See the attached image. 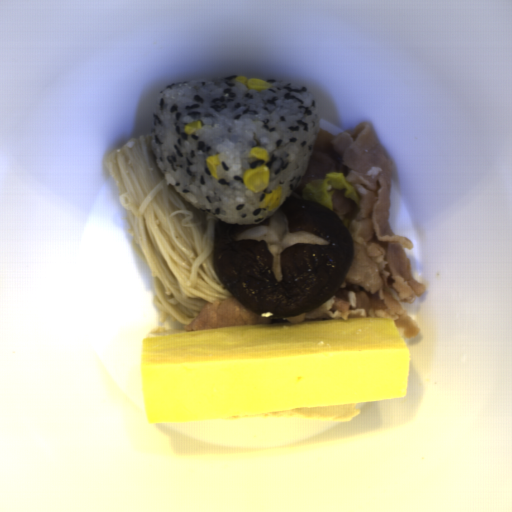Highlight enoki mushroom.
<instances>
[{
  "label": "enoki mushroom",
  "instance_id": "cea9216a",
  "mask_svg": "<svg viewBox=\"0 0 512 512\" xmlns=\"http://www.w3.org/2000/svg\"><path fill=\"white\" fill-rule=\"evenodd\" d=\"M135 254L149 267L158 320L152 335L184 332L203 307L232 297L214 270L218 221L170 184L152 150L151 133L105 156Z\"/></svg>",
  "mask_w": 512,
  "mask_h": 512
}]
</instances>
